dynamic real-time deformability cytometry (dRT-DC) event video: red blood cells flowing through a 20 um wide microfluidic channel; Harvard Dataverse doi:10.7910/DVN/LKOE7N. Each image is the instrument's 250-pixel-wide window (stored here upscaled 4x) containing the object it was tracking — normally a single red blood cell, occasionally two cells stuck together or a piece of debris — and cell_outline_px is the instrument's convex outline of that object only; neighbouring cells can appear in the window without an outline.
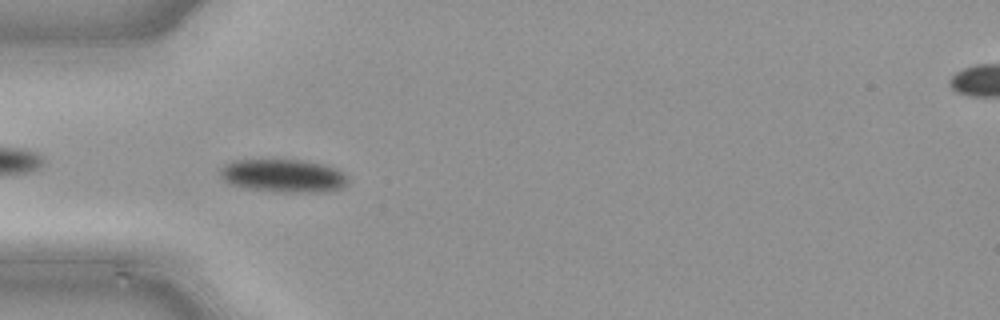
{"species": "common noctule bat (a hibernating species)", "species_latin": "Nyctalus noctula", "temperature_condition": "cold", "stored_images_in_passage": 39, "camera_frame_rate_fps": 3000, "um_per_image_px": 0.085, "animal": {"sex": "male", "body_mass_g": 21.5, "forearm_length_mm": 52.0}, "frame": {"image": 1, "passage_image": 6, "time_ms": 1.667, "image_size_px": [1000, 320], "cell_outline_px": [[348, 184], [344, 188], [328, 192], [272, 192], [244, 188], [228, 184], [220, 176], [216, 168], [232, 160], [304, 160], [324, 164], [336, 168], [344, 172], [348, 176]], "centroid_in_image_um": [24.07, 14.95], "position_along_channel_um": 60.9, "area_um2": 25.49}}
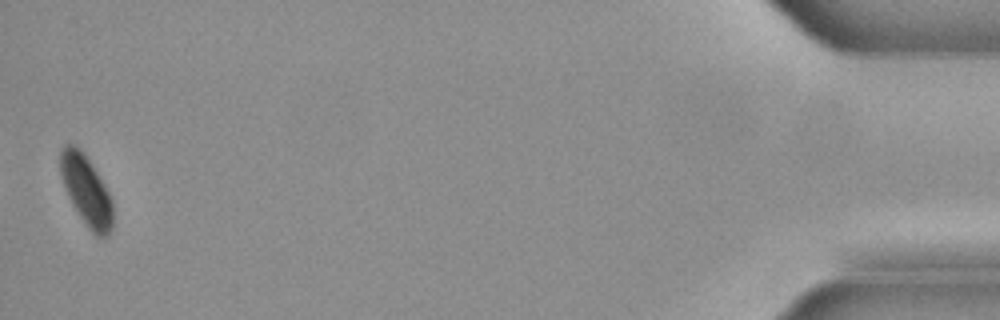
{"frame": {"image": 2, "passage_image": 39, "time_ms": 12.667, "image_size_px": [1000, 320], "cell_outline_px": [[112, 228], [108, 236], [96, 236], [88, 228], [72, 204], [68, 196], [60, 176], [60, 152], [64, 144], [72, 144], [80, 148], [104, 184], [112, 200]], "centroid_in_image_um": [7.32, 16.19], "position_along_channel_um": 427.9, "area_um2": 21.15}}